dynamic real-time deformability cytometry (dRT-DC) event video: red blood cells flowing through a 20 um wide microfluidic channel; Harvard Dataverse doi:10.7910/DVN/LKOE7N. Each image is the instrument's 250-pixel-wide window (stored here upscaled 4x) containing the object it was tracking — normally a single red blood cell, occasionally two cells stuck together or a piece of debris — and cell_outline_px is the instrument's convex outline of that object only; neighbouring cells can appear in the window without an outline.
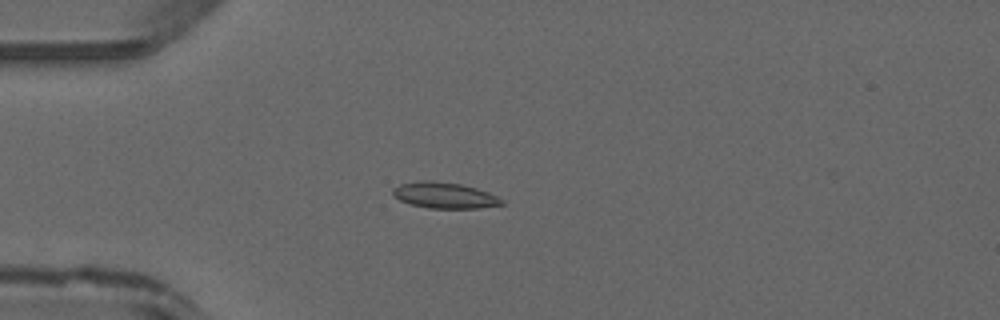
{"species": "common noctule bat (a hibernating species)", "species_latin": "Nyctalus noctula", "temperature_condition": "warm", "stored_images_in_passage": 44, "camera_frame_rate_fps": 3000, "um_per_image_px": 0.085, "animal": {"sex": "male", "forearm_length_mm": 52.5}, "frame": {"image": 1, "passage_image": 10, "time_ms": 3.0, "image_size_px": [1000, 320], "cell_outline_px": [[504, 204], [480, 208], [428, 208], [408, 204], [400, 200], [392, 192], [392, 188], [400, 184], [424, 180], [432, 180], [460, 184], [476, 188], [488, 192], [504, 200]], "centroid_in_image_um": [37.78, 16.6], "position_along_channel_um": 47.2, "area_um2": 16.47}}
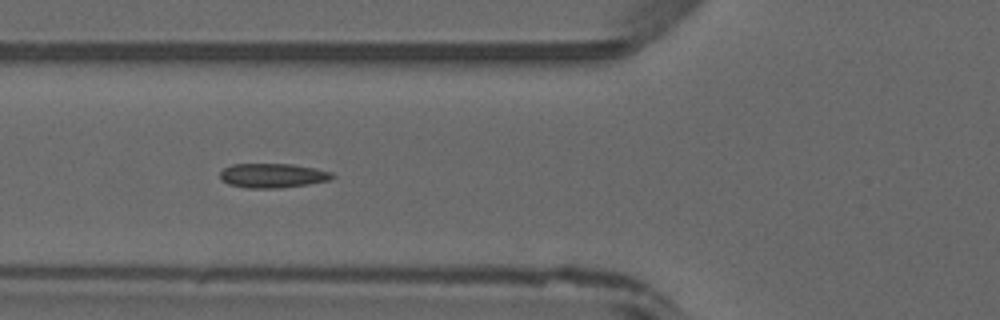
{"frame": {"image": 2, "passage_image": 15, "time_ms": 4.667, "image_size_px": [1000, 320], "cell_outline_px": [[336, 176], [328, 180], [308, 184], [280, 188], [248, 188], [228, 184], [220, 176], [220, 172], [224, 168], [232, 164], [292, 164], [316, 168], [332, 172]], "centroid_in_image_um": [23.2, 14.92], "position_along_channel_um": 102.6, "area_um2": 15.9}}
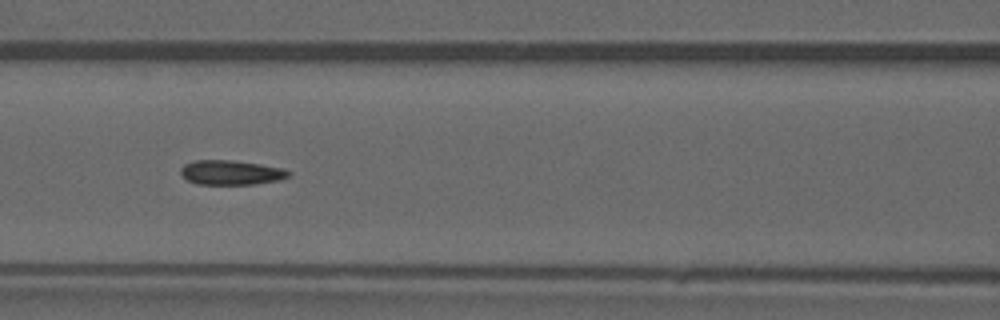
{"frame": {"image": 3, "passage_image": 18, "time_ms": 5.667, "image_size_px": [1000, 320], "cell_outline_px": [[292, 176], [280, 180], [256, 184], [196, 184], [188, 180], [180, 172], [180, 168], [184, 164], [192, 160], [232, 160], [260, 164], [284, 168], [292, 172]], "centroid_in_image_um": [19.68, 14.66], "position_along_channel_um": 146.9, "area_um2": 15.66}}